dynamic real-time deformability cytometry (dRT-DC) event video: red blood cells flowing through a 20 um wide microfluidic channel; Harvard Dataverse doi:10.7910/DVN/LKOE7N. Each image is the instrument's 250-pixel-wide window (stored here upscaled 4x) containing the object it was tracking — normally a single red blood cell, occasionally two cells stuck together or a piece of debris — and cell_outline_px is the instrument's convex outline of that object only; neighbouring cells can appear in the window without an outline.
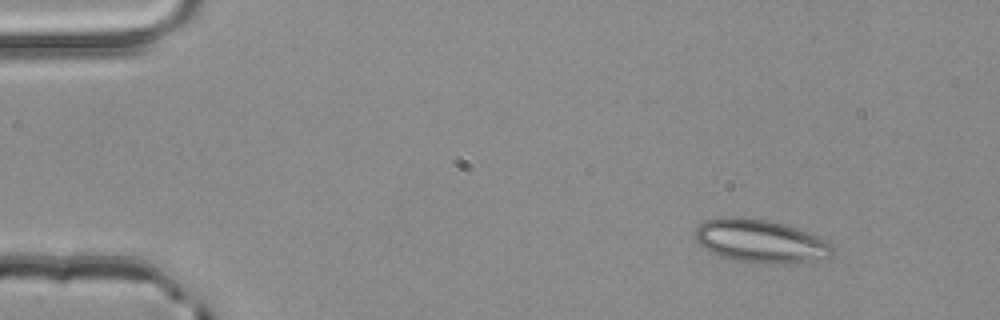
{"species": "common noctule bat (a hibernating species)", "species_latin": "Nyctalus noctula", "temperature_condition": "room temperature", "stored_images_in_passage": 3, "camera_frame_rate_fps": 3000, "um_per_image_px": 0.085, "animal": {"sex": "male", "body_mass_g": 20.4}, "frame": {"image": 1, "passage_image": 1, "time_ms": 0.0, "image_size_px": [1000, 320], "cell_outline_px": [[832, 256], [808, 260], [780, 264], [768, 264], [732, 260], [720, 256], [704, 248], [696, 240], [696, 228], [700, 224], [708, 220], [720, 216], [744, 216], [768, 220], [784, 224], [812, 232], [828, 240], [832, 244]], "centroid_in_image_um": [64.65, 20.47], "position_along_channel_um": 20.4, "area_um2": 34.8}}